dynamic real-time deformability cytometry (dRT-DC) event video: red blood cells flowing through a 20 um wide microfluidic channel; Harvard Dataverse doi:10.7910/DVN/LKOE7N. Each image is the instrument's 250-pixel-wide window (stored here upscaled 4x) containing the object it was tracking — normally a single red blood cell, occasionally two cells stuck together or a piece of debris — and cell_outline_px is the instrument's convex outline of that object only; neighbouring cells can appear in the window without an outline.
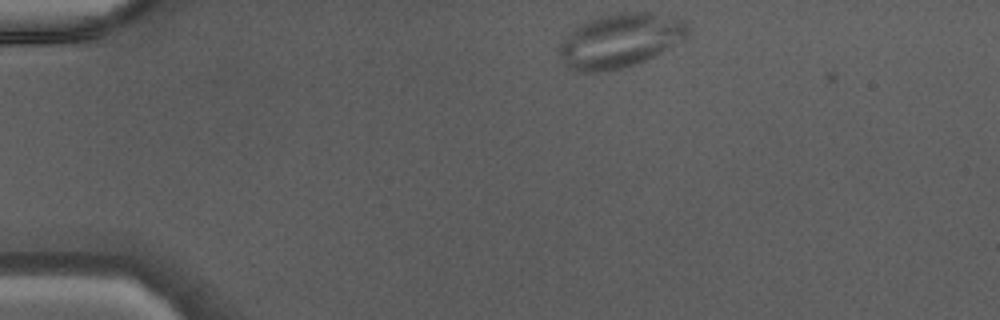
{"species": "Egyptian fruit bat (a non-hibernating species)", "species_latin": "Rousettus aegyptiacus", "temperature_condition": "warm", "stored_images_in_passage": 6, "camera_frame_rate_fps": 3000, "um_per_image_px": 0.085, "animal": {"sex": "male"}, "frame": {"image": 1, "passage_image": 1, "time_ms": 0.0, "image_size_px": [1000, 320], "cell_outline_px": [[688, 32], [684, 40], [656, 56], [636, 64], [604, 72], [580, 72], [572, 68], [560, 56], [560, 44], [572, 28], [588, 20], [616, 12], [648, 12], [676, 16], [684, 20], [688, 24]], "centroid_in_image_um": [52.77, 3.43], "position_along_channel_um": 32.2, "area_um2": 40.63}}